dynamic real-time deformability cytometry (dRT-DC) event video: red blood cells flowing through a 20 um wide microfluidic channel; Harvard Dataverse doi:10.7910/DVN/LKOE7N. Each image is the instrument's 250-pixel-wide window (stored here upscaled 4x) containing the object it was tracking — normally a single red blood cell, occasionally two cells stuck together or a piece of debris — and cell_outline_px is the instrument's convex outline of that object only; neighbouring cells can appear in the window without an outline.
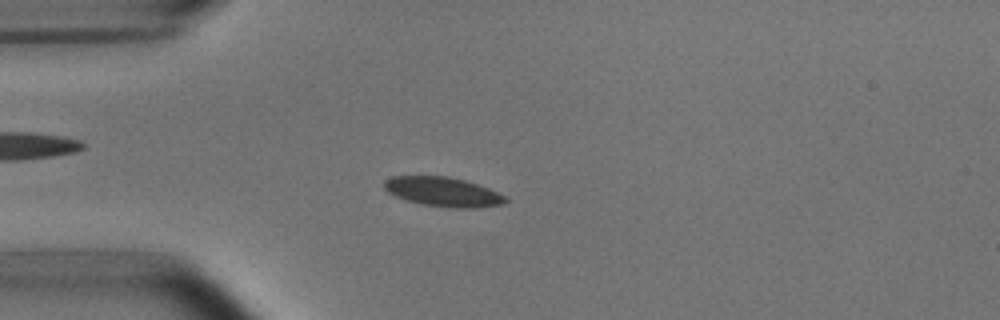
{"species": "common noctule bat (a hibernating species)", "species_latin": "Nyctalus noctula", "temperature_condition": "room temperature", "stored_images_in_passage": 52, "camera_frame_rate_fps": 3000, "um_per_image_px": 0.085, "animal": {"sex": "male", "body_mass_g": 15.6}, "frame": {"image": 1, "passage_image": 13, "time_ms": 4.0, "image_size_px": [1000, 320], "cell_outline_px": [[508, 200], [504, 204], [476, 208], [452, 208], [424, 204], [404, 200], [388, 192], [384, 188], [384, 180], [392, 176], [448, 176], [464, 180], [488, 188], [504, 196]], "centroid_in_image_um": [37.64, 16.31], "position_along_channel_um": 47.4, "area_um2": 20.69}}
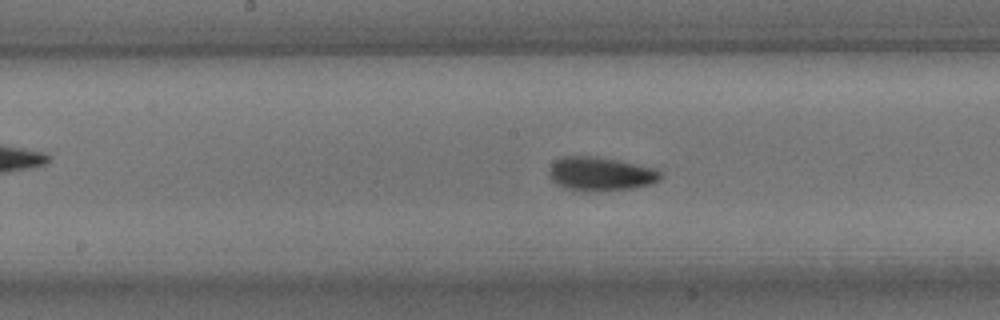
{"frame": {"image": 2, "passage_image": 26, "time_ms": 8.333, "image_size_px": [1000, 320], "cell_outline_px": [[664, 176], [660, 180], [652, 184], [632, 188], [596, 192], [584, 192], [564, 188], [556, 184], [548, 176], [548, 172], [552, 164], [556, 160], [564, 156], [588, 156], [616, 160], [652, 168], [664, 172]], "centroid_in_image_um": [51.04, 14.81], "position_along_channel_um": 197.2, "area_um2": 22.14}}
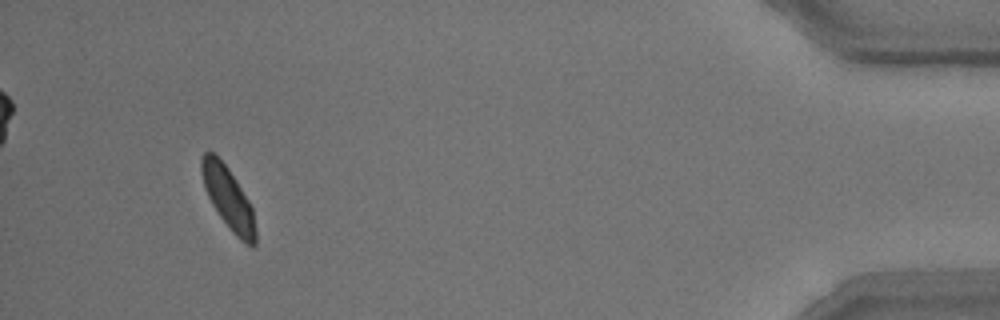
{"frame": {"image": 3, "passage_image": 49, "time_ms": 16.0, "image_size_px": [1000, 320], "cell_outline_px": [[256, 244], [252, 248], [244, 244], [232, 232], [220, 216], [212, 204], [204, 188], [200, 172], [200, 160], [204, 152], [212, 152], [228, 168], [236, 180], [248, 200], [252, 208], [256, 232]], "centroid_in_image_um": [19.39, 16.87], "position_along_channel_um": 415.8, "area_um2": 19.48}, "authors_computed_cell_mechanics": {"area_um2": 20.2878, "velocity_mm_per_s": 3.7515, "shape_relaxation_time_tau1_ms": 2.4177, "shape_relaxation_time_tau2_ms": 0.8351, "deformation_change_tau1": 0.0802, "deformation_change_tau2": 0.0377}}